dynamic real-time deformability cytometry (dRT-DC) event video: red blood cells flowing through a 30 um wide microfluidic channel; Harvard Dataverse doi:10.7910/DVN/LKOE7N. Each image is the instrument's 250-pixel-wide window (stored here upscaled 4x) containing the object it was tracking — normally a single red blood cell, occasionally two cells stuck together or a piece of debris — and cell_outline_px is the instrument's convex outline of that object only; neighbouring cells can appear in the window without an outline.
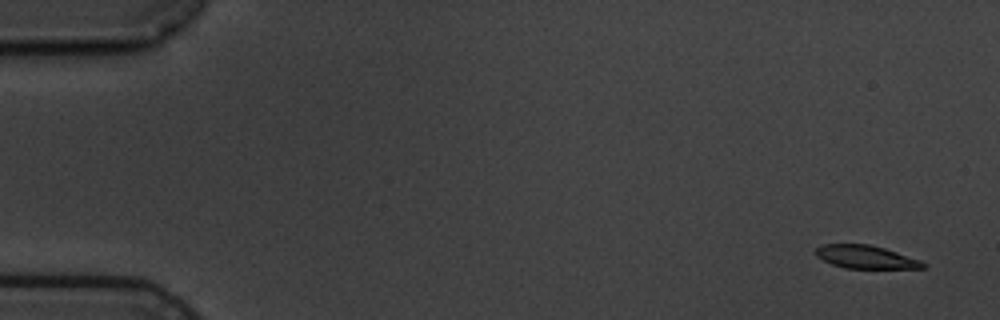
{"species": "common noctule bat (a hibernating species)", "species_latin": "Nyctalus noctula", "temperature_condition": "cold", "stored_images_in_passage": 5, "camera_frame_rate_fps": 3000, "um_per_image_px": 0.085, "animal": {"sex": "male", "body_mass_g": 19.5, "forearm_length_mm": 54.6}, "frame": {"image": 1, "passage_image": 1, "time_ms": 0.0, "image_size_px": [1000, 320], "cell_outline_px": [[928, 264], [924, 268], [844, 268], [832, 264], [816, 256], [816, 248], [824, 244], [868, 244], [884, 248], [920, 260]], "centroid_in_image_um": [73.59, 21.84], "position_along_channel_um": 11.4, "area_um2": 14.28}}
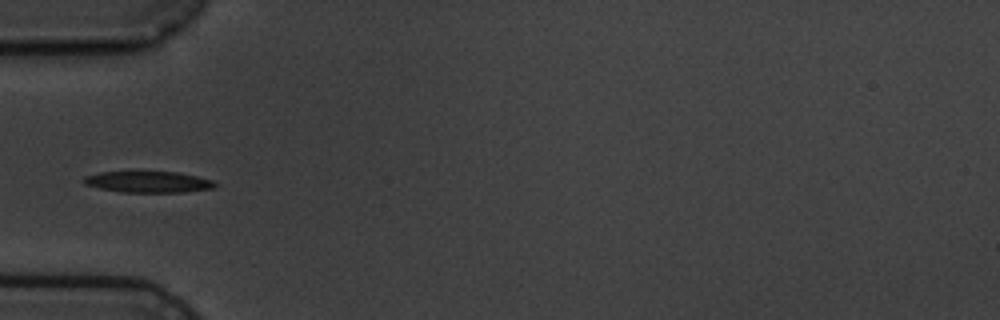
{"frame": {"image": 2, "passage_image": 5, "time_ms": 5.333, "image_size_px": [1000, 320], "cell_outline_px": [[216, 184], [212, 188], [184, 192], [120, 192], [100, 188], [84, 184], [80, 180], [84, 176], [100, 172], [132, 168], [136, 168], [176, 172], [196, 176], [212, 180]], "centroid_in_image_um": [12.47, 15.4], "position_along_channel_um": 72.5, "area_um2": 17.28}}